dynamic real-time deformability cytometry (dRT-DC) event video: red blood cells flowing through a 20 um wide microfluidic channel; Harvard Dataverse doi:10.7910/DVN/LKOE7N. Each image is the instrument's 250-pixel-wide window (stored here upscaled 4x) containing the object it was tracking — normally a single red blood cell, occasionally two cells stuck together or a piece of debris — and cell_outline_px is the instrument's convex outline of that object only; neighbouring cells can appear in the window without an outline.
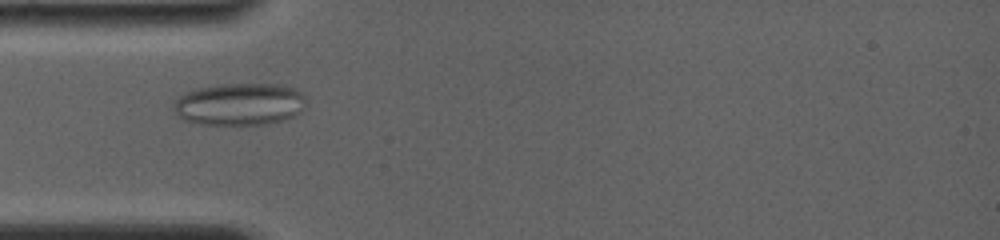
{"species": "common noctule bat (a hibernating species)", "species_latin": "Nyctalus noctula", "temperature_condition": "room temperature", "stored_images_in_passage": 31, "camera_frame_rate_fps": 4000, "um_per_image_px": 0.085, "animal": {"sex": "female", "body_mass_g": 19.0, "forearm_length_mm": 56.7}, "frame": {"image": 1, "passage_image": 2, "time_ms": 0.5, "image_size_px": [1000, 240], "cell_outline_px": [[304, 100], [300, 112], [284, 120], [268, 124], [200, 124], [184, 120], [172, 108], [172, 104], [180, 96], [188, 92], [200, 88], [224, 84], [280, 84], [296, 88], [304, 96]], "centroid_in_image_um": [20.37, 8.85], "position_along_channel_um": 64.6, "area_um2": 32.31}}
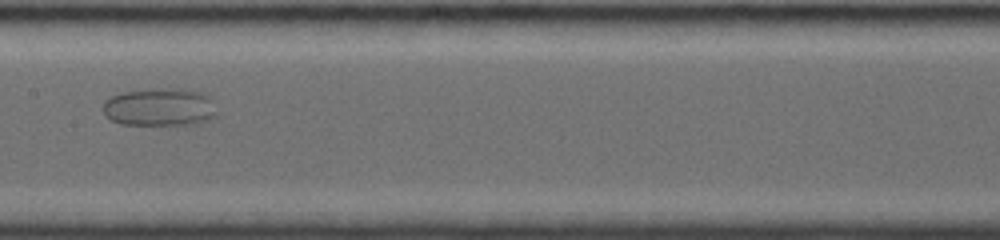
{"frame": {"image": 2, "passage_image": 12, "time_ms": 4.25, "image_size_px": [1000, 240], "cell_outline_px": [[216, 116], [200, 124], [120, 124], [104, 116], [104, 100], [120, 92], [204, 92], [212, 100], [216, 112]], "centroid_in_image_um": [13.56, 9.18], "position_along_channel_um": 193.8, "area_um2": 23.87}}
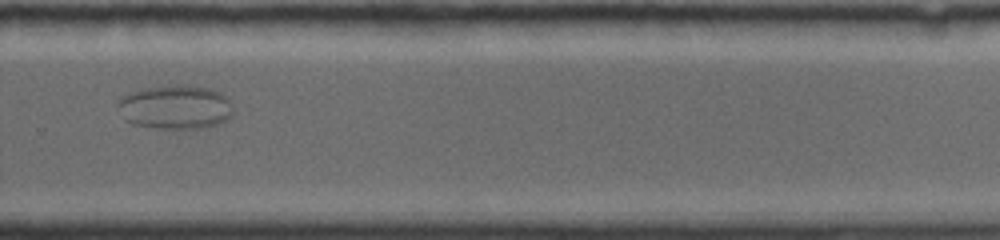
{"frame": {"image": 3, "passage_image": 19, "time_ms": 7.75, "image_size_px": [1000, 240], "cell_outline_px": [[232, 116], [220, 124], [200, 128], [160, 128], [132, 124], [124, 120], [116, 104], [120, 96], [144, 88], [176, 84], [180, 84], [208, 88], [220, 92], [228, 96], [232, 104]], "centroid_in_image_um": [14.91, 9.09], "position_along_channel_um": 314.9, "area_um2": 29.94}}